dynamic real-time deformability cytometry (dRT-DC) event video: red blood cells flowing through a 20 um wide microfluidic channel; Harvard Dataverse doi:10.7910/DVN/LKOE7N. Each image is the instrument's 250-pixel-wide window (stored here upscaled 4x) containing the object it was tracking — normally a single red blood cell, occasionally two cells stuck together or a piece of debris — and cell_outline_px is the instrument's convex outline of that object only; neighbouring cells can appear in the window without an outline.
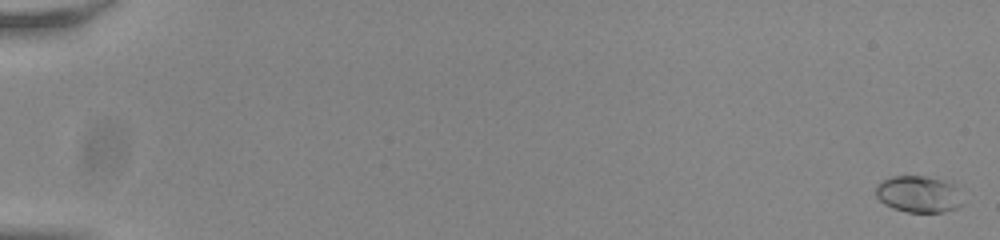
{"species": "common noctule bat (a hibernating species)", "species_latin": "Nyctalus noctula", "temperature_condition": "room temperature", "stored_images_in_passage": 16, "camera_frame_rate_fps": 3000, "um_per_image_px": 0.085, "animal": {"sex": "male", "body_mass_g": 20.0, "forearm_length_mm": 53.3}, "frame": {"image": 1, "passage_image": 2, "time_ms": 0.333, "image_size_px": [1000, 240], "cell_outline_px": [[960, 204], [956, 208], [944, 212], [908, 212], [892, 208], [884, 204], [876, 196], [876, 184], [880, 180], [892, 176], [924, 176], [952, 180], [956, 188]], "centroid_in_image_um": [78.03, 16.48], "position_along_channel_um": 7.0, "area_um2": 18.67}}